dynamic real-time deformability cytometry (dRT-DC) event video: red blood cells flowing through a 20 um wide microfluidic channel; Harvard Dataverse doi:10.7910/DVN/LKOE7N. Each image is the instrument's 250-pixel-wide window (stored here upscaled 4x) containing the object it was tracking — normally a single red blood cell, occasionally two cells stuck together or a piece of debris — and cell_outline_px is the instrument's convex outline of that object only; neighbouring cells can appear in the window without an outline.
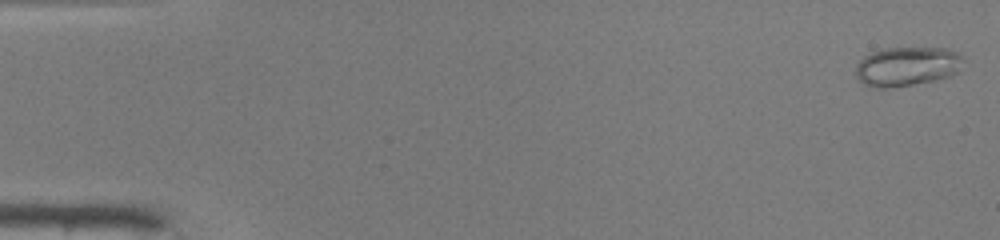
{"species": "common noctule bat (a hibernating species)", "species_latin": "Nyctalus noctula", "temperature_condition": "warm", "stored_images_in_passage": 49, "camera_frame_rate_fps": 3000, "um_per_image_px": 0.085, "animal": {"sex": "male", "body_mass_g": 19.0, "forearm_length_mm": 50.8}, "frame": {"image": 1, "passage_image": 1, "time_ms": 0.0, "image_size_px": [1000, 240], "cell_outline_px": [[964, 60], [960, 72], [952, 76], [936, 80], [888, 88], [876, 88], [864, 84], [856, 76], [856, 64], [864, 56], [872, 52], [884, 48], [948, 48], [964, 56]], "centroid_in_image_um": [77.14, 5.64], "position_along_channel_um": 7.9, "area_um2": 24.91}}
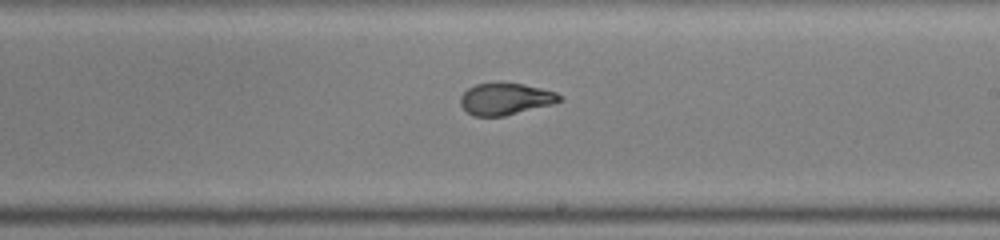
{"frame": {"image": 2, "passage_image": 29, "time_ms": 9.333, "image_size_px": [1000, 240], "cell_outline_px": [[564, 100], [552, 104], [504, 116], [472, 116], [460, 104], [460, 96], [468, 88], [476, 84], [524, 84], [556, 92], [564, 96]], "centroid_in_image_um": [42.99, 8.42], "position_along_channel_um": 246.0, "area_um2": 18.15}}
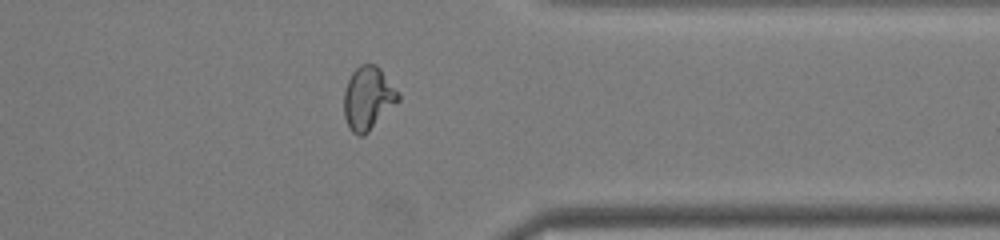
{"frame": {"image": 3, "passage_image": 39, "time_ms": 12.667, "image_size_px": [1000, 240], "cell_outline_px": [[400, 100], [364, 136], [360, 136], [352, 132], [348, 128], [344, 116], [344, 88], [352, 72], [360, 64], [376, 64], [380, 68], [400, 92]], "centroid_in_image_um": [31.29, 8.34], "position_along_channel_um": 380.1, "area_um2": 20.23}, "authors_computed_cell_mechanics": {"area_um2": 19.941, "velocity_mm_per_s": 4.1857, "shape_relaxation_time_tau1_ms": 4.1633, "shape_relaxation_time_tau2_ms": 0.8376, "deformation_change_tau1": 0.2138, "deformation_change_tau2": 0.0734}}